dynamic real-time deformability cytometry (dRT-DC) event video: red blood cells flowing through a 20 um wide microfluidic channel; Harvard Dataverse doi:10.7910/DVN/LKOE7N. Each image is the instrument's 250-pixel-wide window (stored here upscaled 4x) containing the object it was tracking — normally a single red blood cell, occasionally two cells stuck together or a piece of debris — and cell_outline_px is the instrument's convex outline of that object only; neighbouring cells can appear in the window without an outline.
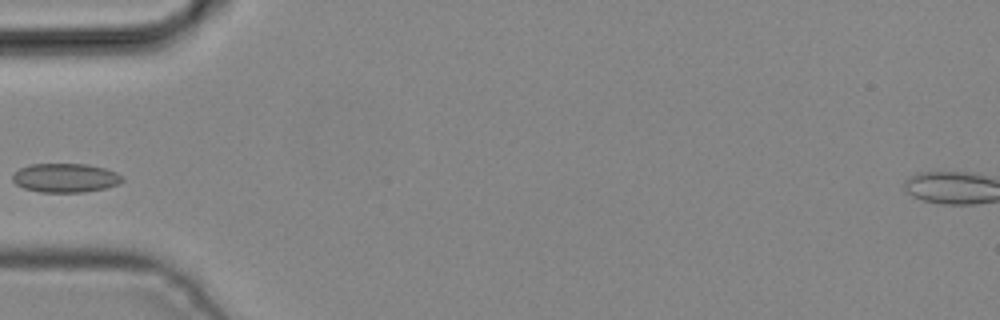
{"species": "common noctule bat (a hibernating species)", "species_latin": "Nyctalus noctula", "temperature_condition": "cold", "stored_images_in_passage": 3, "camera_frame_rate_fps": 3000, "um_per_image_px": 0.085, "animal": {"sex": "male", "body_mass_g": 19.2, "forearm_length_mm": 51.8}, "frame": {"image": 1, "passage_image": 3, "time_ms": 0.667, "image_size_px": [1000, 320], "cell_outline_px": [[124, 180], [120, 184], [104, 188], [84, 192], [40, 192], [24, 188], [16, 184], [12, 180], [12, 176], [20, 168], [28, 164], [88, 164], [104, 168], [116, 172], [124, 176]], "centroid_in_image_um": [5.58, 15.11], "position_along_channel_um": 79.4, "area_um2": 18.61}}